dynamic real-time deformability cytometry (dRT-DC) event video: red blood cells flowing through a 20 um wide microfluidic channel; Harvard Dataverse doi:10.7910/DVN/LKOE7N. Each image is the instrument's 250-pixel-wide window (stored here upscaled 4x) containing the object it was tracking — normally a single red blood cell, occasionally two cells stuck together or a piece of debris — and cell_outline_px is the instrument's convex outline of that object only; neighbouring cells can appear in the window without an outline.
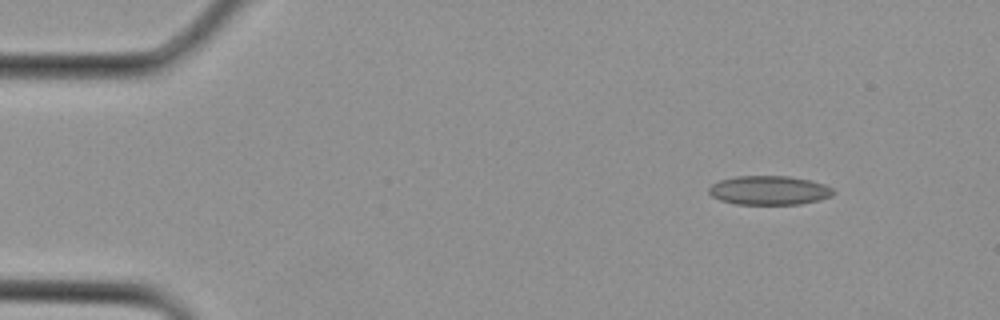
{"species": "Egyptian fruit bat (a non-hibernating species)", "species_latin": "Rousettus aegyptiacus", "temperature_condition": "cold", "stored_images_in_passage": 2, "segment_of_instrument_passage": [2, 2], "camera_frame_rate_fps": 3000, "um_per_image_px": 0.085, "animal": {"sex": "female"}, "frame": {"image": 1, "passage_image": 2, "time_ms": 0.333, "image_size_px": [1000, 320], "cell_outline_px": [[836, 192], [832, 196], [820, 200], [800, 204], [736, 204], [720, 200], [712, 196], [708, 192], [708, 188], [712, 184], [720, 180], [736, 176], [788, 176], [812, 180], [824, 184], [832, 188]], "centroid_in_image_um": [65.4, 16.17], "position_along_channel_um": 19.6, "area_um2": 21.21}}